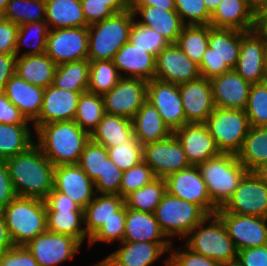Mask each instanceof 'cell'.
<instances>
[{"instance_id": "f6af8a7d", "label": "cell", "mask_w": 267, "mask_h": 266, "mask_svg": "<svg viewBox=\"0 0 267 266\" xmlns=\"http://www.w3.org/2000/svg\"><path fill=\"white\" fill-rule=\"evenodd\" d=\"M48 32H49V27L45 21L31 22L20 25L18 28L16 47H15L16 56L45 53ZM29 34L36 39V41L33 42V44L31 42H28L29 40H27L26 38L29 36ZM21 45L32 47L31 48L32 50L30 49L29 51H26L23 54H19Z\"/></svg>"}, {"instance_id": "8fae6325", "label": "cell", "mask_w": 267, "mask_h": 266, "mask_svg": "<svg viewBox=\"0 0 267 266\" xmlns=\"http://www.w3.org/2000/svg\"><path fill=\"white\" fill-rule=\"evenodd\" d=\"M221 209L232 214L267 218V183L248 172Z\"/></svg>"}, {"instance_id": "277c9868", "label": "cell", "mask_w": 267, "mask_h": 266, "mask_svg": "<svg viewBox=\"0 0 267 266\" xmlns=\"http://www.w3.org/2000/svg\"><path fill=\"white\" fill-rule=\"evenodd\" d=\"M134 19L129 9L89 25L88 60H113L116 52L128 42Z\"/></svg>"}, {"instance_id": "2e32d148", "label": "cell", "mask_w": 267, "mask_h": 266, "mask_svg": "<svg viewBox=\"0 0 267 266\" xmlns=\"http://www.w3.org/2000/svg\"><path fill=\"white\" fill-rule=\"evenodd\" d=\"M81 243L70 235L46 230L31 240L26 248L36 259L38 266H56L74 257Z\"/></svg>"}, {"instance_id": "836d02e7", "label": "cell", "mask_w": 267, "mask_h": 266, "mask_svg": "<svg viewBox=\"0 0 267 266\" xmlns=\"http://www.w3.org/2000/svg\"><path fill=\"white\" fill-rule=\"evenodd\" d=\"M132 120L123 116L105 113L90 139L105 148L128 143L134 138Z\"/></svg>"}, {"instance_id": "9c48e42d", "label": "cell", "mask_w": 267, "mask_h": 266, "mask_svg": "<svg viewBox=\"0 0 267 266\" xmlns=\"http://www.w3.org/2000/svg\"><path fill=\"white\" fill-rule=\"evenodd\" d=\"M221 153L237 154L248 134L250 124L245 110L218 108L205 122Z\"/></svg>"}, {"instance_id": "ac0fdd59", "label": "cell", "mask_w": 267, "mask_h": 266, "mask_svg": "<svg viewBox=\"0 0 267 266\" xmlns=\"http://www.w3.org/2000/svg\"><path fill=\"white\" fill-rule=\"evenodd\" d=\"M201 77L199 66L192 61L177 45L170 43L155 59V79L182 84Z\"/></svg>"}, {"instance_id": "30bf717a", "label": "cell", "mask_w": 267, "mask_h": 266, "mask_svg": "<svg viewBox=\"0 0 267 266\" xmlns=\"http://www.w3.org/2000/svg\"><path fill=\"white\" fill-rule=\"evenodd\" d=\"M166 192L174 197L199 205L208 215L218 207L211 200L198 166H189L166 176Z\"/></svg>"}, {"instance_id": "f35d334b", "label": "cell", "mask_w": 267, "mask_h": 266, "mask_svg": "<svg viewBox=\"0 0 267 266\" xmlns=\"http://www.w3.org/2000/svg\"><path fill=\"white\" fill-rule=\"evenodd\" d=\"M29 124L0 123V159H7L25 152L34 144Z\"/></svg>"}, {"instance_id": "34e18365", "label": "cell", "mask_w": 267, "mask_h": 266, "mask_svg": "<svg viewBox=\"0 0 267 266\" xmlns=\"http://www.w3.org/2000/svg\"><path fill=\"white\" fill-rule=\"evenodd\" d=\"M251 1L255 8L267 4V0H251Z\"/></svg>"}, {"instance_id": "91938a15", "label": "cell", "mask_w": 267, "mask_h": 266, "mask_svg": "<svg viewBox=\"0 0 267 266\" xmlns=\"http://www.w3.org/2000/svg\"><path fill=\"white\" fill-rule=\"evenodd\" d=\"M237 266H267V244L238 251Z\"/></svg>"}, {"instance_id": "f907efd6", "label": "cell", "mask_w": 267, "mask_h": 266, "mask_svg": "<svg viewBox=\"0 0 267 266\" xmlns=\"http://www.w3.org/2000/svg\"><path fill=\"white\" fill-rule=\"evenodd\" d=\"M155 178L157 177L151 167L144 161H141L138 165L123 172L119 195L125 198L128 194L149 184Z\"/></svg>"}, {"instance_id": "89a4df30", "label": "cell", "mask_w": 267, "mask_h": 266, "mask_svg": "<svg viewBox=\"0 0 267 266\" xmlns=\"http://www.w3.org/2000/svg\"><path fill=\"white\" fill-rule=\"evenodd\" d=\"M104 2L114 13L130 9V0H100Z\"/></svg>"}, {"instance_id": "bcb514c9", "label": "cell", "mask_w": 267, "mask_h": 266, "mask_svg": "<svg viewBox=\"0 0 267 266\" xmlns=\"http://www.w3.org/2000/svg\"><path fill=\"white\" fill-rule=\"evenodd\" d=\"M244 110L250 126L267 127V80L251 84Z\"/></svg>"}, {"instance_id": "484cf974", "label": "cell", "mask_w": 267, "mask_h": 266, "mask_svg": "<svg viewBox=\"0 0 267 266\" xmlns=\"http://www.w3.org/2000/svg\"><path fill=\"white\" fill-rule=\"evenodd\" d=\"M255 16L251 0H222L211 14L209 25L249 32L255 28Z\"/></svg>"}, {"instance_id": "d6a6232c", "label": "cell", "mask_w": 267, "mask_h": 266, "mask_svg": "<svg viewBox=\"0 0 267 266\" xmlns=\"http://www.w3.org/2000/svg\"><path fill=\"white\" fill-rule=\"evenodd\" d=\"M120 195L95 194L84 208V222L87 237L90 239L110 219H119V209L124 205Z\"/></svg>"}, {"instance_id": "e0dca14e", "label": "cell", "mask_w": 267, "mask_h": 266, "mask_svg": "<svg viewBox=\"0 0 267 266\" xmlns=\"http://www.w3.org/2000/svg\"><path fill=\"white\" fill-rule=\"evenodd\" d=\"M146 100L156 108L172 132L186 124L183 102L177 84L157 79L150 80L147 83Z\"/></svg>"}, {"instance_id": "db71d44e", "label": "cell", "mask_w": 267, "mask_h": 266, "mask_svg": "<svg viewBox=\"0 0 267 266\" xmlns=\"http://www.w3.org/2000/svg\"><path fill=\"white\" fill-rule=\"evenodd\" d=\"M123 171L109 158L105 160V169L94 182L95 192L101 194L119 195Z\"/></svg>"}, {"instance_id": "8d00e7d4", "label": "cell", "mask_w": 267, "mask_h": 266, "mask_svg": "<svg viewBox=\"0 0 267 266\" xmlns=\"http://www.w3.org/2000/svg\"><path fill=\"white\" fill-rule=\"evenodd\" d=\"M238 161L252 172L267 160V127L250 126L240 151L236 154Z\"/></svg>"}, {"instance_id": "5b68a950", "label": "cell", "mask_w": 267, "mask_h": 266, "mask_svg": "<svg viewBox=\"0 0 267 266\" xmlns=\"http://www.w3.org/2000/svg\"><path fill=\"white\" fill-rule=\"evenodd\" d=\"M206 222H210L206 227ZM186 246L195 253L218 262L221 266L236 264L238 250L222 220L209 215L189 233Z\"/></svg>"}, {"instance_id": "03108f58", "label": "cell", "mask_w": 267, "mask_h": 266, "mask_svg": "<svg viewBox=\"0 0 267 266\" xmlns=\"http://www.w3.org/2000/svg\"><path fill=\"white\" fill-rule=\"evenodd\" d=\"M254 30L267 40V4L256 8L255 28Z\"/></svg>"}, {"instance_id": "681fc988", "label": "cell", "mask_w": 267, "mask_h": 266, "mask_svg": "<svg viewBox=\"0 0 267 266\" xmlns=\"http://www.w3.org/2000/svg\"><path fill=\"white\" fill-rule=\"evenodd\" d=\"M106 149L108 158L123 172L143 161V145L135 137L128 143Z\"/></svg>"}, {"instance_id": "52a82bcc", "label": "cell", "mask_w": 267, "mask_h": 266, "mask_svg": "<svg viewBox=\"0 0 267 266\" xmlns=\"http://www.w3.org/2000/svg\"><path fill=\"white\" fill-rule=\"evenodd\" d=\"M243 33L240 30L209 25L208 48L199 65L201 77L210 80L236 67Z\"/></svg>"}, {"instance_id": "f1b7e54d", "label": "cell", "mask_w": 267, "mask_h": 266, "mask_svg": "<svg viewBox=\"0 0 267 266\" xmlns=\"http://www.w3.org/2000/svg\"><path fill=\"white\" fill-rule=\"evenodd\" d=\"M133 16H141L137 23L156 30L169 43H176L185 24L176 10H163L157 6H130Z\"/></svg>"}, {"instance_id": "f5cc1de1", "label": "cell", "mask_w": 267, "mask_h": 266, "mask_svg": "<svg viewBox=\"0 0 267 266\" xmlns=\"http://www.w3.org/2000/svg\"><path fill=\"white\" fill-rule=\"evenodd\" d=\"M125 204L119 209V219H110L99 228L89 239L91 246L96 242L112 243L114 240L122 242L125 233Z\"/></svg>"}, {"instance_id": "7402d4cb", "label": "cell", "mask_w": 267, "mask_h": 266, "mask_svg": "<svg viewBox=\"0 0 267 266\" xmlns=\"http://www.w3.org/2000/svg\"><path fill=\"white\" fill-rule=\"evenodd\" d=\"M53 189L67 195L84 209L94 198V182L78 165L55 166Z\"/></svg>"}, {"instance_id": "83f0119b", "label": "cell", "mask_w": 267, "mask_h": 266, "mask_svg": "<svg viewBox=\"0 0 267 266\" xmlns=\"http://www.w3.org/2000/svg\"><path fill=\"white\" fill-rule=\"evenodd\" d=\"M44 91V88L26 82L16 73L6 83L4 89L8 100L21 111L30 123L39 117Z\"/></svg>"}, {"instance_id": "003e7915", "label": "cell", "mask_w": 267, "mask_h": 266, "mask_svg": "<svg viewBox=\"0 0 267 266\" xmlns=\"http://www.w3.org/2000/svg\"><path fill=\"white\" fill-rule=\"evenodd\" d=\"M130 6H157L163 10H176L174 0H130Z\"/></svg>"}, {"instance_id": "6f0895ef", "label": "cell", "mask_w": 267, "mask_h": 266, "mask_svg": "<svg viewBox=\"0 0 267 266\" xmlns=\"http://www.w3.org/2000/svg\"><path fill=\"white\" fill-rule=\"evenodd\" d=\"M83 14L88 25L109 18L114 12L100 0H80Z\"/></svg>"}, {"instance_id": "be15d7a7", "label": "cell", "mask_w": 267, "mask_h": 266, "mask_svg": "<svg viewBox=\"0 0 267 266\" xmlns=\"http://www.w3.org/2000/svg\"><path fill=\"white\" fill-rule=\"evenodd\" d=\"M46 209H82L76 202L67 195L52 190L44 199Z\"/></svg>"}, {"instance_id": "4fadbf2b", "label": "cell", "mask_w": 267, "mask_h": 266, "mask_svg": "<svg viewBox=\"0 0 267 266\" xmlns=\"http://www.w3.org/2000/svg\"><path fill=\"white\" fill-rule=\"evenodd\" d=\"M147 83L142 79L122 77L109 92L102 95L105 113L132 120L146 101Z\"/></svg>"}, {"instance_id": "ba28073f", "label": "cell", "mask_w": 267, "mask_h": 266, "mask_svg": "<svg viewBox=\"0 0 267 266\" xmlns=\"http://www.w3.org/2000/svg\"><path fill=\"white\" fill-rule=\"evenodd\" d=\"M154 215L167 238L188 237L193 228L209 216L199 205L167 192L156 207Z\"/></svg>"}, {"instance_id": "2a66077c", "label": "cell", "mask_w": 267, "mask_h": 266, "mask_svg": "<svg viewBox=\"0 0 267 266\" xmlns=\"http://www.w3.org/2000/svg\"><path fill=\"white\" fill-rule=\"evenodd\" d=\"M94 266H106L102 261H100L99 263H97L96 265Z\"/></svg>"}, {"instance_id": "11e5206c", "label": "cell", "mask_w": 267, "mask_h": 266, "mask_svg": "<svg viewBox=\"0 0 267 266\" xmlns=\"http://www.w3.org/2000/svg\"><path fill=\"white\" fill-rule=\"evenodd\" d=\"M264 63H265V74L267 77V40H265V57H264Z\"/></svg>"}, {"instance_id": "44dd1931", "label": "cell", "mask_w": 267, "mask_h": 266, "mask_svg": "<svg viewBox=\"0 0 267 266\" xmlns=\"http://www.w3.org/2000/svg\"><path fill=\"white\" fill-rule=\"evenodd\" d=\"M264 57L265 40L255 30L244 32L234 70L251 84L264 82L267 80Z\"/></svg>"}, {"instance_id": "6125c7cd", "label": "cell", "mask_w": 267, "mask_h": 266, "mask_svg": "<svg viewBox=\"0 0 267 266\" xmlns=\"http://www.w3.org/2000/svg\"><path fill=\"white\" fill-rule=\"evenodd\" d=\"M16 197L5 160L0 159V211Z\"/></svg>"}, {"instance_id": "74e56055", "label": "cell", "mask_w": 267, "mask_h": 266, "mask_svg": "<svg viewBox=\"0 0 267 266\" xmlns=\"http://www.w3.org/2000/svg\"><path fill=\"white\" fill-rule=\"evenodd\" d=\"M88 59L57 65L53 84L58 89L85 93L89 85Z\"/></svg>"}, {"instance_id": "816d5d0a", "label": "cell", "mask_w": 267, "mask_h": 266, "mask_svg": "<svg viewBox=\"0 0 267 266\" xmlns=\"http://www.w3.org/2000/svg\"><path fill=\"white\" fill-rule=\"evenodd\" d=\"M174 1L176 12L185 25H209L211 14L207 11L203 0Z\"/></svg>"}, {"instance_id": "4dcf8cb0", "label": "cell", "mask_w": 267, "mask_h": 266, "mask_svg": "<svg viewBox=\"0 0 267 266\" xmlns=\"http://www.w3.org/2000/svg\"><path fill=\"white\" fill-rule=\"evenodd\" d=\"M132 124L134 136L142 145L164 140L173 134L156 108L147 100L133 117Z\"/></svg>"}, {"instance_id": "7dc6e473", "label": "cell", "mask_w": 267, "mask_h": 266, "mask_svg": "<svg viewBox=\"0 0 267 266\" xmlns=\"http://www.w3.org/2000/svg\"><path fill=\"white\" fill-rule=\"evenodd\" d=\"M132 45L153 54L155 57L170 43L156 30L141 25L134 19L128 40Z\"/></svg>"}, {"instance_id": "d6986e66", "label": "cell", "mask_w": 267, "mask_h": 266, "mask_svg": "<svg viewBox=\"0 0 267 266\" xmlns=\"http://www.w3.org/2000/svg\"><path fill=\"white\" fill-rule=\"evenodd\" d=\"M173 135L192 166H199L221 154L205 123H187L175 130Z\"/></svg>"}, {"instance_id": "7a4b0ae2", "label": "cell", "mask_w": 267, "mask_h": 266, "mask_svg": "<svg viewBox=\"0 0 267 266\" xmlns=\"http://www.w3.org/2000/svg\"><path fill=\"white\" fill-rule=\"evenodd\" d=\"M35 143L54 165H77L90 135L74 120L34 126Z\"/></svg>"}, {"instance_id": "8992f818", "label": "cell", "mask_w": 267, "mask_h": 266, "mask_svg": "<svg viewBox=\"0 0 267 266\" xmlns=\"http://www.w3.org/2000/svg\"><path fill=\"white\" fill-rule=\"evenodd\" d=\"M199 169L213 203L221 208L249 172L235 154L221 153L200 164Z\"/></svg>"}, {"instance_id": "9f6ffc18", "label": "cell", "mask_w": 267, "mask_h": 266, "mask_svg": "<svg viewBox=\"0 0 267 266\" xmlns=\"http://www.w3.org/2000/svg\"><path fill=\"white\" fill-rule=\"evenodd\" d=\"M0 266H38L26 246H14L0 253Z\"/></svg>"}, {"instance_id": "94428289", "label": "cell", "mask_w": 267, "mask_h": 266, "mask_svg": "<svg viewBox=\"0 0 267 266\" xmlns=\"http://www.w3.org/2000/svg\"><path fill=\"white\" fill-rule=\"evenodd\" d=\"M0 123L3 124H28L29 121L21 111L11 103L4 91H0Z\"/></svg>"}, {"instance_id": "6da1fadb", "label": "cell", "mask_w": 267, "mask_h": 266, "mask_svg": "<svg viewBox=\"0 0 267 266\" xmlns=\"http://www.w3.org/2000/svg\"><path fill=\"white\" fill-rule=\"evenodd\" d=\"M5 162L16 196L44 200L53 190L55 166L35 143Z\"/></svg>"}, {"instance_id": "7bdbcfd3", "label": "cell", "mask_w": 267, "mask_h": 266, "mask_svg": "<svg viewBox=\"0 0 267 266\" xmlns=\"http://www.w3.org/2000/svg\"><path fill=\"white\" fill-rule=\"evenodd\" d=\"M45 0H9L2 18L20 26L45 21Z\"/></svg>"}, {"instance_id": "9a60e30c", "label": "cell", "mask_w": 267, "mask_h": 266, "mask_svg": "<svg viewBox=\"0 0 267 266\" xmlns=\"http://www.w3.org/2000/svg\"><path fill=\"white\" fill-rule=\"evenodd\" d=\"M142 156L158 178H165L191 166L180 142L173 134L164 140L144 144Z\"/></svg>"}, {"instance_id": "ee69618b", "label": "cell", "mask_w": 267, "mask_h": 266, "mask_svg": "<svg viewBox=\"0 0 267 266\" xmlns=\"http://www.w3.org/2000/svg\"><path fill=\"white\" fill-rule=\"evenodd\" d=\"M121 78L113 60L90 61L88 92L103 95Z\"/></svg>"}, {"instance_id": "d590c367", "label": "cell", "mask_w": 267, "mask_h": 266, "mask_svg": "<svg viewBox=\"0 0 267 266\" xmlns=\"http://www.w3.org/2000/svg\"><path fill=\"white\" fill-rule=\"evenodd\" d=\"M47 230L53 233L70 235L81 244L88 239L84 223V209H46Z\"/></svg>"}, {"instance_id": "5bb4252c", "label": "cell", "mask_w": 267, "mask_h": 266, "mask_svg": "<svg viewBox=\"0 0 267 266\" xmlns=\"http://www.w3.org/2000/svg\"><path fill=\"white\" fill-rule=\"evenodd\" d=\"M215 214L224 223L238 251L267 244V218L232 214L221 208Z\"/></svg>"}, {"instance_id": "4316f807", "label": "cell", "mask_w": 267, "mask_h": 266, "mask_svg": "<svg viewBox=\"0 0 267 266\" xmlns=\"http://www.w3.org/2000/svg\"><path fill=\"white\" fill-rule=\"evenodd\" d=\"M155 59L153 54L126 42L115 54L114 65L121 77L137 78L149 82L155 79ZM127 75H126V74Z\"/></svg>"}, {"instance_id": "ffe728a7", "label": "cell", "mask_w": 267, "mask_h": 266, "mask_svg": "<svg viewBox=\"0 0 267 266\" xmlns=\"http://www.w3.org/2000/svg\"><path fill=\"white\" fill-rule=\"evenodd\" d=\"M187 123H205L215 109L212 86L209 79L197 80L178 85Z\"/></svg>"}, {"instance_id": "e7e4bbea", "label": "cell", "mask_w": 267, "mask_h": 266, "mask_svg": "<svg viewBox=\"0 0 267 266\" xmlns=\"http://www.w3.org/2000/svg\"><path fill=\"white\" fill-rule=\"evenodd\" d=\"M16 54H0V91H4L6 83L15 74Z\"/></svg>"}, {"instance_id": "60d3db41", "label": "cell", "mask_w": 267, "mask_h": 266, "mask_svg": "<svg viewBox=\"0 0 267 266\" xmlns=\"http://www.w3.org/2000/svg\"><path fill=\"white\" fill-rule=\"evenodd\" d=\"M209 25H185L176 45L198 66L208 48Z\"/></svg>"}, {"instance_id": "7c38bea8", "label": "cell", "mask_w": 267, "mask_h": 266, "mask_svg": "<svg viewBox=\"0 0 267 266\" xmlns=\"http://www.w3.org/2000/svg\"><path fill=\"white\" fill-rule=\"evenodd\" d=\"M45 54L57 65L88 59V27L49 29Z\"/></svg>"}, {"instance_id": "1f68e13d", "label": "cell", "mask_w": 267, "mask_h": 266, "mask_svg": "<svg viewBox=\"0 0 267 266\" xmlns=\"http://www.w3.org/2000/svg\"><path fill=\"white\" fill-rule=\"evenodd\" d=\"M57 64L45 53L16 57L15 73L26 82L47 88L53 84Z\"/></svg>"}, {"instance_id": "2644e50d", "label": "cell", "mask_w": 267, "mask_h": 266, "mask_svg": "<svg viewBox=\"0 0 267 266\" xmlns=\"http://www.w3.org/2000/svg\"><path fill=\"white\" fill-rule=\"evenodd\" d=\"M258 178L267 183V160L262 162L252 171Z\"/></svg>"}, {"instance_id": "8c879c8a", "label": "cell", "mask_w": 267, "mask_h": 266, "mask_svg": "<svg viewBox=\"0 0 267 266\" xmlns=\"http://www.w3.org/2000/svg\"><path fill=\"white\" fill-rule=\"evenodd\" d=\"M207 11L212 14L222 0H203Z\"/></svg>"}, {"instance_id": "11a10c76", "label": "cell", "mask_w": 267, "mask_h": 266, "mask_svg": "<svg viewBox=\"0 0 267 266\" xmlns=\"http://www.w3.org/2000/svg\"><path fill=\"white\" fill-rule=\"evenodd\" d=\"M167 266H221L218 262L193 252L186 246V250L172 251L164 260Z\"/></svg>"}, {"instance_id": "753ad0ef", "label": "cell", "mask_w": 267, "mask_h": 266, "mask_svg": "<svg viewBox=\"0 0 267 266\" xmlns=\"http://www.w3.org/2000/svg\"><path fill=\"white\" fill-rule=\"evenodd\" d=\"M9 0H0V16L4 13Z\"/></svg>"}, {"instance_id": "f546056e", "label": "cell", "mask_w": 267, "mask_h": 266, "mask_svg": "<svg viewBox=\"0 0 267 266\" xmlns=\"http://www.w3.org/2000/svg\"><path fill=\"white\" fill-rule=\"evenodd\" d=\"M123 241L171 243L160 229L154 213L137 211L125 206Z\"/></svg>"}, {"instance_id": "ab89813d", "label": "cell", "mask_w": 267, "mask_h": 266, "mask_svg": "<svg viewBox=\"0 0 267 266\" xmlns=\"http://www.w3.org/2000/svg\"><path fill=\"white\" fill-rule=\"evenodd\" d=\"M166 193V182L164 178H155L149 184L133 191L124 198L127 208L137 211L154 213Z\"/></svg>"}, {"instance_id": "3957f363", "label": "cell", "mask_w": 267, "mask_h": 266, "mask_svg": "<svg viewBox=\"0 0 267 266\" xmlns=\"http://www.w3.org/2000/svg\"><path fill=\"white\" fill-rule=\"evenodd\" d=\"M0 212L14 246H26L47 230L46 205L42 199L16 196Z\"/></svg>"}, {"instance_id": "c3c4849f", "label": "cell", "mask_w": 267, "mask_h": 266, "mask_svg": "<svg viewBox=\"0 0 267 266\" xmlns=\"http://www.w3.org/2000/svg\"><path fill=\"white\" fill-rule=\"evenodd\" d=\"M107 158V149L90 139L85 144L77 165L95 182L103 174Z\"/></svg>"}, {"instance_id": "e575fe53", "label": "cell", "mask_w": 267, "mask_h": 266, "mask_svg": "<svg viewBox=\"0 0 267 266\" xmlns=\"http://www.w3.org/2000/svg\"><path fill=\"white\" fill-rule=\"evenodd\" d=\"M45 5V22L50 29L89 26L80 0H45Z\"/></svg>"}, {"instance_id": "a7ac6f4b", "label": "cell", "mask_w": 267, "mask_h": 266, "mask_svg": "<svg viewBox=\"0 0 267 266\" xmlns=\"http://www.w3.org/2000/svg\"><path fill=\"white\" fill-rule=\"evenodd\" d=\"M14 247L6 226L5 218L0 212V253Z\"/></svg>"}, {"instance_id": "d4e9b609", "label": "cell", "mask_w": 267, "mask_h": 266, "mask_svg": "<svg viewBox=\"0 0 267 266\" xmlns=\"http://www.w3.org/2000/svg\"><path fill=\"white\" fill-rule=\"evenodd\" d=\"M122 247L102 262L106 266H151L153 262L172 247V243L120 242Z\"/></svg>"}, {"instance_id": "680465c9", "label": "cell", "mask_w": 267, "mask_h": 266, "mask_svg": "<svg viewBox=\"0 0 267 266\" xmlns=\"http://www.w3.org/2000/svg\"><path fill=\"white\" fill-rule=\"evenodd\" d=\"M19 26L0 16V54H15Z\"/></svg>"}, {"instance_id": "603a6c76", "label": "cell", "mask_w": 267, "mask_h": 266, "mask_svg": "<svg viewBox=\"0 0 267 266\" xmlns=\"http://www.w3.org/2000/svg\"><path fill=\"white\" fill-rule=\"evenodd\" d=\"M215 107L244 110L251 83L234 69L210 79Z\"/></svg>"}, {"instance_id": "b9f144b4", "label": "cell", "mask_w": 267, "mask_h": 266, "mask_svg": "<svg viewBox=\"0 0 267 266\" xmlns=\"http://www.w3.org/2000/svg\"><path fill=\"white\" fill-rule=\"evenodd\" d=\"M104 111V101L102 95L91 92L81 93L74 121L89 135L96 129L102 120Z\"/></svg>"}, {"instance_id": "cb8c5ba5", "label": "cell", "mask_w": 267, "mask_h": 266, "mask_svg": "<svg viewBox=\"0 0 267 266\" xmlns=\"http://www.w3.org/2000/svg\"><path fill=\"white\" fill-rule=\"evenodd\" d=\"M81 92L58 89L54 85L45 88L43 104L35 126L58 121L74 120Z\"/></svg>"}]
</instances>
